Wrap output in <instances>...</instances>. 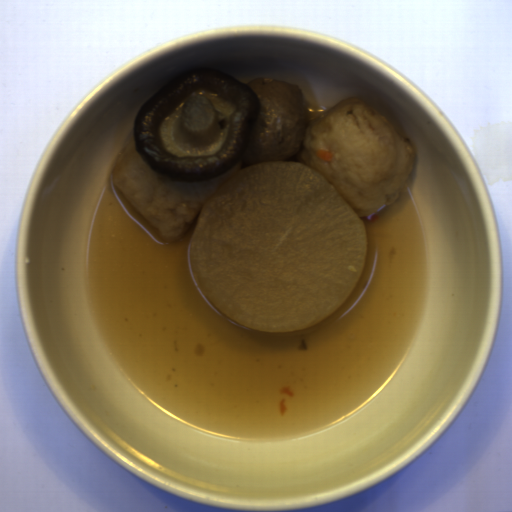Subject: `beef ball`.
I'll use <instances>...</instances> for the list:
<instances>
[{"mask_svg":"<svg viewBox=\"0 0 512 512\" xmlns=\"http://www.w3.org/2000/svg\"><path fill=\"white\" fill-rule=\"evenodd\" d=\"M245 85L257 96L259 114L250 142L240 157L244 166L285 161L298 154L309 125L299 87L261 76Z\"/></svg>","mask_w":512,"mask_h":512,"instance_id":"c3f7d807","label":"beef ball"}]
</instances>
